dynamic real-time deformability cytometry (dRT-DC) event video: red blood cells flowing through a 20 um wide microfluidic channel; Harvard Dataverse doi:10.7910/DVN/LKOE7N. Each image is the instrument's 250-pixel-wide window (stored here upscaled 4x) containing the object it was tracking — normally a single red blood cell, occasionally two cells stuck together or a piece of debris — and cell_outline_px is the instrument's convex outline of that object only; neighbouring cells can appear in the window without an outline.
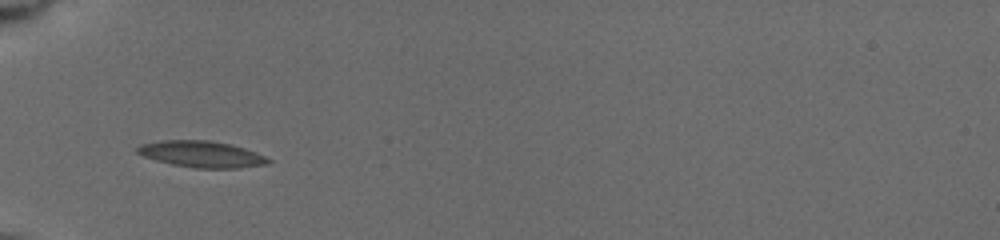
{"species": "common noctule bat (a hibernating species)", "species_latin": "Nyctalus noctula", "temperature_condition": "cold", "stored_images_in_passage": 7, "camera_frame_rate_fps": 3000, "um_per_image_px": 0.085, "animal": {"sex": "female", "body_mass_g": 19.5, "forearm_length_mm": 54.1}, "frame": {"image": 1, "passage_image": 1, "time_ms": 0.0, "image_size_px": [1000, 240], "cell_outline_px": [[272, 160], [268, 164], [240, 168], [196, 168], [172, 164], [156, 160], [144, 156], [136, 152], [136, 148], [140, 144], [160, 140], [208, 140], [228, 144], [244, 148], [256, 152]], "centroid_in_image_um": [17.13, 13.1], "position_along_channel_um": 67.9, "area_um2": 20.06}}
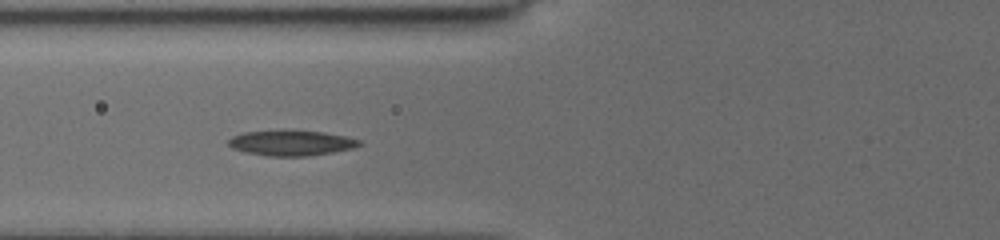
{"frame": {"image": 2, "passage_image": 3, "time_ms": 1.0, "image_size_px": [1000, 240], "cell_outline_px": [[360, 144], [356, 148], [308, 156], [268, 156], [244, 152], [232, 148], [228, 144], [228, 140], [232, 136], [244, 132], [280, 128], [324, 132], [344, 136], [360, 140]], "centroid_in_image_um": [24.71, 12.12], "position_along_channel_um": 101.1, "area_um2": 19.88}}
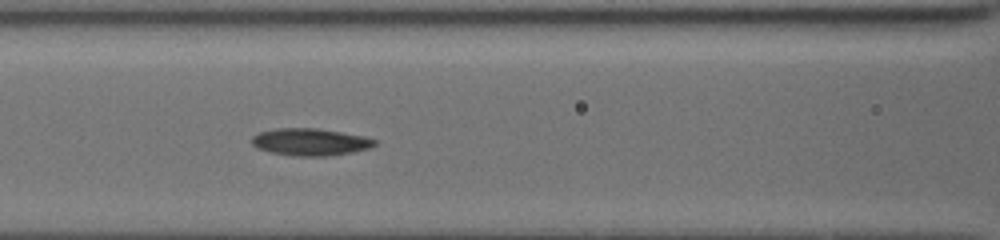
{"frame": {"image": 3, "passage_image": 7, "time_ms": 2.0, "image_size_px": [1000, 240], "cell_outline_px": [[376, 144], [368, 148], [352, 152], [328, 156], [292, 156], [272, 152], [256, 148], [252, 144], [252, 136], [260, 132], [276, 128], [316, 128], [364, 136], [376, 140]], "centroid_in_image_um": [26.35, 12.07], "position_along_channel_um": 140.3, "area_um2": 19.36}}